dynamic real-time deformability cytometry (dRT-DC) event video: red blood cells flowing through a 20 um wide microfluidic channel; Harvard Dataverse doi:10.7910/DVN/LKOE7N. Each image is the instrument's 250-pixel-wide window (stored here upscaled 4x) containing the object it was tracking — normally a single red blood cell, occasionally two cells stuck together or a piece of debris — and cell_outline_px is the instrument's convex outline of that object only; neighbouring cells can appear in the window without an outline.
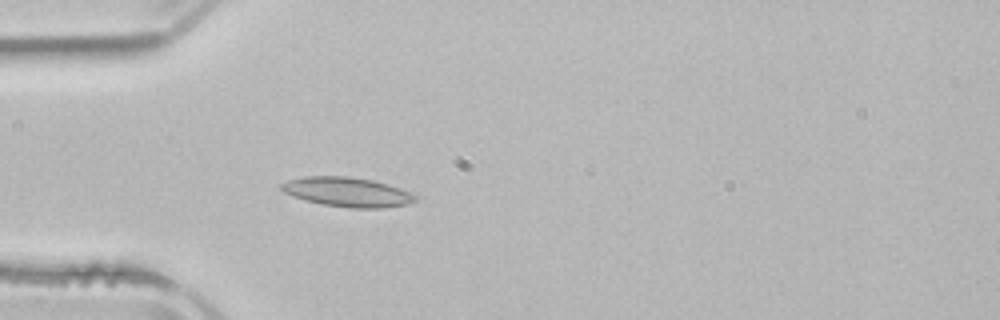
{"species": "common noctule bat (a hibernating species)", "species_latin": "Nyctalus noctula", "temperature_condition": "room temperature", "stored_images_in_passage": 4, "camera_frame_rate_fps": 3000, "um_per_image_px": 0.085, "animal": {"sex": "male", "body_mass_g": 21.5, "forearm_length_mm": 52.0}, "frame": {"image": 1, "passage_image": 4, "time_ms": 3.667, "image_size_px": [1000, 320], "cell_outline_px": [[416, 200], [408, 204], [384, 208], [352, 208], [324, 204], [304, 200], [292, 196], [284, 192], [280, 188], [280, 184], [288, 180], [304, 176], [348, 176], [372, 180], [408, 192], [416, 196]], "centroid_in_image_um": [29.46, 16.32], "position_along_channel_um": 55.5, "area_um2": 22.72}}